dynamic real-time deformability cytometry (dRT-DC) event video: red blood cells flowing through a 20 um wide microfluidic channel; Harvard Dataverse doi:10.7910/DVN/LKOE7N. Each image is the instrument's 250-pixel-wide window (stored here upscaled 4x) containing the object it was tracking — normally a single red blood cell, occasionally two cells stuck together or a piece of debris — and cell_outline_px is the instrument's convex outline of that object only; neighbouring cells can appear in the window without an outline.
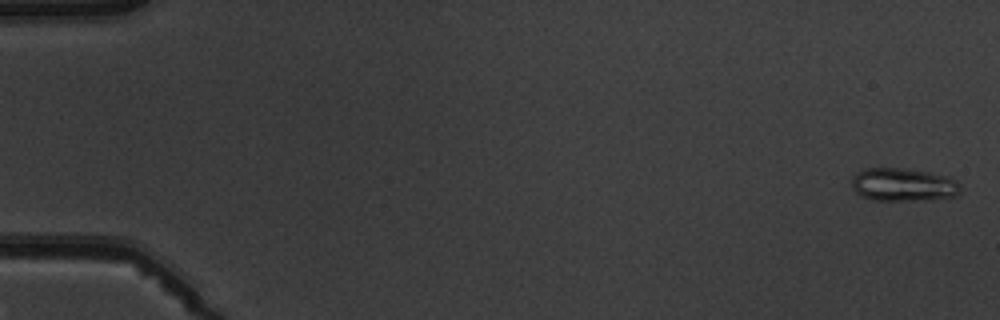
{"species": "common noctule bat (a hibernating species)", "species_latin": "Nyctalus noctula", "temperature_condition": "warm", "stored_images_in_passage": 9, "camera_frame_rate_fps": 3000, "um_per_image_px": 0.085, "animal": {"sex": "male", "body_mass_g": 19.5, "forearm_length_mm": 54.6}, "frame": {"image": 1, "passage_image": 1, "time_ms": 0.0, "image_size_px": [1000, 320], "cell_outline_px": [[960, 192], [956, 196], [932, 200], [872, 200], [860, 196], [852, 188], [852, 176], [856, 172], [864, 168], [900, 168], [928, 172], [948, 176], [956, 180], [960, 184]], "centroid_in_image_um": [76.77, 15.7], "position_along_channel_um": 8.2, "area_um2": 21.27}}
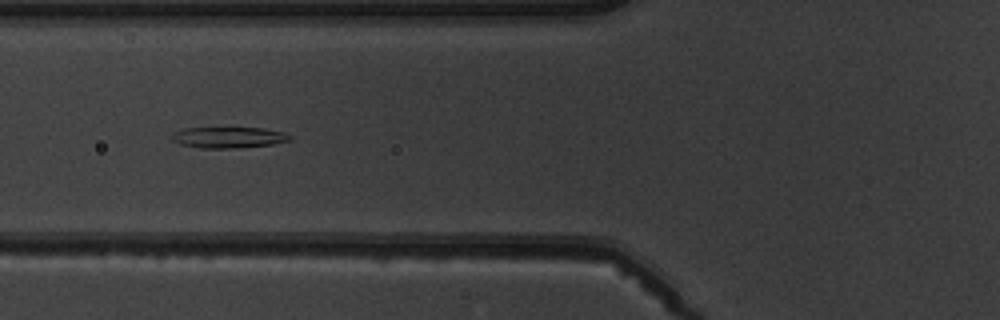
{"frame": {"image": 2, "passage_image": 6, "time_ms": 6.667, "image_size_px": [1000, 320], "cell_outline_px": [[292, 140], [272, 144], [236, 148], [204, 148], [180, 144], [172, 140], [168, 136], [184, 128], [264, 128], [284, 132], [292, 136]], "centroid_in_image_um": [19.44, 11.68], "position_along_channel_um": 106.4, "area_um2": 14.45}}
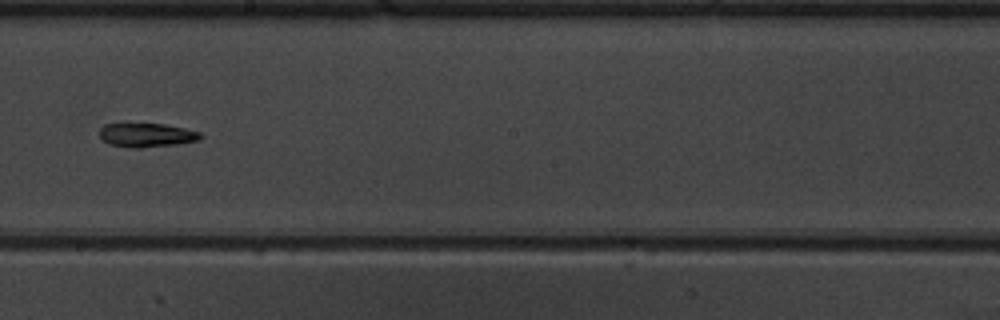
{"frame": {"image": 3, "passage_image": 9, "time_ms": 10.0, "image_size_px": [1000, 320], "cell_outline_px": [[204, 136], [200, 140], [176, 144], [140, 148], [132, 148], [108, 144], [100, 136], [100, 128], [104, 124], [164, 124], [184, 128], [200, 132]], "centroid_in_image_um": [12.49, 11.49], "position_along_channel_um": 235.7, "area_um2": 14.05}}